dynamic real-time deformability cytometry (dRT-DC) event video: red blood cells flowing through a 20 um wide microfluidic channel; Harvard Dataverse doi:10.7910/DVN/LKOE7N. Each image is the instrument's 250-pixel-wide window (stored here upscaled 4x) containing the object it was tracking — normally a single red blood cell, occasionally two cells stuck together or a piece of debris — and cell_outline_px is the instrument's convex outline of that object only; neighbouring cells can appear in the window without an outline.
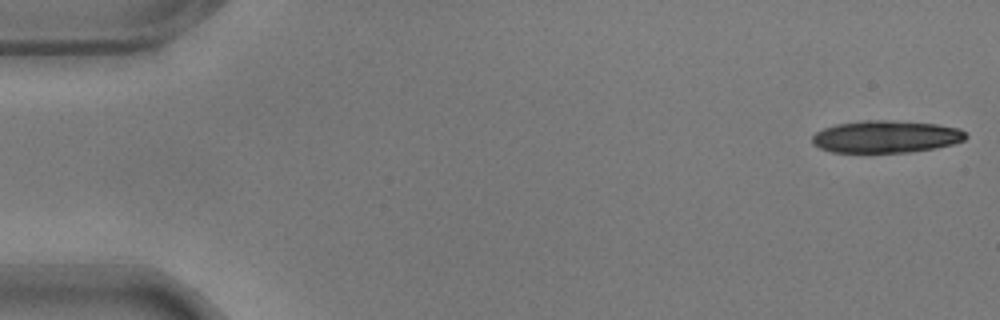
{"species": "common noctule bat (a hibernating species)", "species_latin": "Nyctalus noctula", "temperature_condition": "warm", "stored_images_in_passage": 19, "camera_frame_rate_fps": 3000, "um_per_image_px": 0.085, "animal": {"sex": "male", "body_mass_g": 17.9}, "frame": {"image": 1, "passage_image": 1, "time_ms": 0.0, "image_size_px": [1000, 320], "cell_outline_px": [[968, 136], [964, 140], [952, 144], [932, 148], [908, 152], [832, 152], [820, 148], [812, 144], [812, 136], [816, 132], [824, 128], [836, 124], [860, 120], [888, 120], [936, 124], [960, 128]], "centroid_in_image_um": [75.28, 11.61], "position_along_channel_um": 9.7, "area_um2": 28.78}}